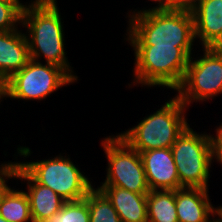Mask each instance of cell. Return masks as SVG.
Masks as SVG:
<instances>
[{
    "instance_id": "6da1fadb",
    "label": "cell",
    "mask_w": 222,
    "mask_h": 222,
    "mask_svg": "<svg viewBox=\"0 0 222 222\" xmlns=\"http://www.w3.org/2000/svg\"><path fill=\"white\" fill-rule=\"evenodd\" d=\"M126 14L128 23L124 41H128V46L194 48L192 12L150 6L142 9L132 8Z\"/></svg>"
},
{
    "instance_id": "7a4b0ae2",
    "label": "cell",
    "mask_w": 222,
    "mask_h": 222,
    "mask_svg": "<svg viewBox=\"0 0 222 222\" xmlns=\"http://www.w3.org/2000/svg\"><path fill=\"white\" fill-rule=\"evenodd\" d=\"M57 3V0H32L22 12L21 26L26 30L31 60L57 65L78 82L80 79L66 56L65 24Z\"/></svg>"
},
{
    "instance_id": "3957f363",
    "label": "cell",
    "mask_w": 222,
    "mask_h": 222,
    "mask_svg": "<svg viewBox=\"0 0 222 222\" xmlns=\"http://www.w3.org/2000/svg\"><path fill=\"white\" fill-rule=\"evenodd\" d=\"M134 51L132 82L128 88L163 87L175 91L184 78L195 48L176 46H131Z\"/></svg>"
},
{
    "instance_id": "277c9868",
    "label": "cell",
    "mask_w": 222,
    "mask_h": 222,
    "mask_svg": "<svg viewBox=\"0 0 222 222\" xmlns=\"http://www.w3.org/2000/svg\"><path fill=\"white\" fill-rule=\"evenodd\" d=\"M15 160L38 184L49 187L65 201H76L86 197L95 186L87 174L81 171L68 155H55L48 159L26 161L32 155L30 147L17 146ZM25 157V158H24ZM51 158V159H50Z\"/></svg>"
},
{
    "instance_id": "5b68a950",
    "label": "cell",
    "mask_w": 222,
    "mask_h": 222,
    "mask_svg": "<svg viewBox=\"0 0 222 222\" xmlns=\"http://www.w3.org/2000/svg\"><path fill=\"white\" fill-rule=\"evenodd\" d=\"M160 106L132 128L116 134L138 152L171 148L189 125L188 108L175 95Z\"/></svg>"
},
{
    "instance_id": "8992f818",
    "label": "cell",
    "mask_w": 222,
    "mask_h": 222,
    "mask_svg": "<svg viewBox=\"0 0 222 222\" xmlns=\"http://www.w3.org/2000/svg\"><path fill=\"white\" fill-rule=\"evenodd\" d=\"M201 50L202 54L190 57L182 83L175 90V96L188 109L194 102L203 104L222 94V47Z\"/></svg>"
},
{
    "instance_id": "52a82bcc",
    "label": "cell",
    "mask_w": 222,
    "mask_h": 222,
    "mask_svg": "<svg viewBox=\"0 0 222 222\" xmlns=\"http://www.w3.org/2000/svg\"><path fill=\"white\" fill-rule=\"evenodd\" d=\"M180 185L209 189L212 169L210 132H196L188 125L171 147Z\"/></svg>"
},
{
    "instance_id": "ba28073f",
    "label": "cell",
    "mask_w": 222,
    "mask_h": 222,
    "mask_svg": "<svg viewBox=\"0 0 222 222\" xmlns=\"http://www.w3.org/2000/svg\"><path fill=\"white\" fill-rule=\"evenodd\" d=\"M76 81L61 67L30 60L20 71L4 82L5 97L40 102L62 87Z\"/></svg>"
},
{
    "instance_id": "9c48e42d",
    "label": "cell",
    "mask_w": 222,
    "mask_h": 222,
    "mask_svg": "<svg viewBox=\"0 0 222 222\" xmlns=\"http://www.w3.org/2000/svg\"><path fill=\"white\" fill-rule=\"evenodd\" d=\"M100 144L108 166L106 179L99 186H117L131 192L148 194L150 189L140 153L117 134L106 136Z\"/></svg>"
},
{
    "instance_id": "30bf717a",
    "label": "cell",
    "mask_w": 222,
    "mask_h": 222,
    "mask_svg": "<svg viewBox=\"0 0 222 222\" xmlns=\"http://www.w3.org/2000/svg\"><path fill=\"white\" fill-rule=\"evenodd\" d=\"M10 168L14 180H20L22 184H27L25 192L29 198L33 222L48 219L63 207L66 201L49 187L38 184L16 160L10 161Z\"/></svg>"
},
{
    "instance_id": "8fae6325",
    "label": "cell",
    "mask_w": 222,
    "mask_h": 222,
    "mask_svg": "<svg viewBox=\"0 0 222 222\" xmlns=\"http://www.w3.org/2000/svg\"><path fill=\"white\" fill-rule=\"evenodd\" d=\"M150 190H177L180 185L171 148L139 152Z\"/></svg>"
},
{
    "instance_id": "7c38bea8",
    "label": "cell",
    "mask_w": 222,
    "mask_h": 222,
    "mask_svg": "<svg viewBox=\"0 0 222 222\" xmlns=\"http://www.w3.org/2000/svg\"><path fill=\"white\" fill-rule=\"evenodd\" d=\"M192 15L196 44L222 47V0H202Z\"/></svg>"
},
{
    "instance_id": "4fadbf2b",
    "label": "cell",
    "mask_w": 222,
    "mask_h": 222,
    "mask_svg": "<svg viewBox=\"0 0 222 222\" xmlns=\"http://www.w3.org/2000/svg\"><path fill=\"white\" fill-rule=\"evenodd\" d=\"M209 189L183 187L175 190L178 222H211L216 215Z\"/></svg>"
},
{
    "instance_id": "5bb4252c",
    "label": "cell",
    "mask_w": 222,
    "mask_h": 222,
    "mask_svg": "<svg viewBox=\"0 0 222 222\" xmlns=\"http://www.w3.org/2000/svg\"><path fill=\"white\" fill-rule=\"evenodd\" d=\"M23 31L21 28L0 32V80L3 83L31 60Z\"/></svg>"
},
{
    "instance_id": "9a60e30c",
    "label": "cell",
    "mask_w": 222,
    "mask_h": 222,
    "mask_svg": "<svg viewBox=\"0 0 222 222\" xmlns=\"http://www.w3.org/2000/svg\"><path fill=\"white\" fill-rule=\"evenodd\" d=\"M111 201L121 222H148L147 194L117 186H97Z\"/></svg>"
},
{
    "instance_id": "2e32d148",
    "label": "cell",
    "mask_w": 222,
    "mask_h": 222,
    "mask_svg": "<svg viewBox=\"0 0 222 222\" xmlns=\"http://www.w3.org/2000/svg\"><path fill=\"white\" fill-rule=\"evenodd\" d=\"M0 216L8 222H33L26 192L7 183L0 190Z\"/></svg>"
},
{
    "instance_id": "e0dca14e",
    "label": "cell",
    "mask_w": 222,
    "mask_h": 222,
    "mask_svg": "<svg viewBox=\"0 0 222 222\" xmlns=\"http://www.w3.org/2000/svg\"><path fill=\"white\" fill-rule=\"evenodd\" d=\"M147 212L148 222H178L175 190H150Z\"/></svg>"
},
{
    "instance_id": "ac0fdd59",
    "label": "cell",
    "mask_w": 222,
    "mask_h": 222,
    "mask_svg": "<svg viewBox=\"0 0 222 222\" xmlns=\"http://www.w3.org/2000/svg\"><path fill=\"white\" fill-rule=\"evenodd\" d=\"M90 212V222H121L107 196L95 186L85 197Z\"/></svg>"
},
{
    "instance_id": "d6986e66",
    "label": "cell",
    "mask_w": 222,
    "mask_h": 222,
    "mask_svg": "<svg viewBox=\"0 0 222 222\" xmlns=\"http://www.w3.org/2000/svg\"><path fill=\"white\" fill-rule=\"evenodd\" d=\"M40 222H90L88 202L85 198L76 201H66L59 211Z\"/></svg>"
},
{
    "instance_id": "ffe728a7",
    "label": "cell",
    "mask_w": 222,
    "mask_h": 222,
    "mask_svg": "<svg viewBox=\"0 0 222 222\" xmlns=\"http://www.w3.org/2000/svg\"><path fill=\"white\" fill-rule=\"evenodd\" d=\"M22 12L16 4L0 0V32L20 29Z\"/></svg>"
},
{
    "instance_id": "44dd1931",
    "label": "cell",
    "mask_w": 222,
    "mask_h": 222,
    "mask_svg": "<svg viewBox=\"0 0 222 222\" xmlns=\"http://www.w3.org/2000/svg\"><path fill=\"white\" fill-rule=\"evenodd\" d=\"M215 135L210 133L213 162L222 166V122L216 126Z\"/></svg>"
},
{
    "instance_id": "7402d4cb",
    "label": "cell",
    "mask_w": 222,
    "mask_h": 222,
    "mask_svg": "<svg viewBox=\"0 0 222 222\" xmlns=\"http://www.w3.org/2000/svg\"><path fill=\"white\" fill-rule=\"evenodd\" d=\"M202 0H171L165 7L172 10L192 12Z\"/></svg>"
},
{
    "instance_id": "603a6c76",
    "label": "cell",
    "mask_w": 222,
    "mask_h": 222,
    "mask_svg": "<svg viewBox=\"0 0 222 222\" xmlns=\"http://www.w3.org/2000/svg\"><path fill=\"white\" fill-rule=\"evenodd\" d=\"M0 190L12 179L10 161L0 163Z\"/></svg>"
},
{
    "instance_id": "cb8c5ba5",
    "label": "cell",
    "mask_w": 222,
    "mask_h": 222,
    "mask_svg": "<svg viewBox=\"0 0 222 222\" xmlns=\"http://www.w3.org/2000/svg\"><path fill=\"white\" fill-rule=\"evenodd\" d=\"M4 1L16 4L23 11L32 0L26 3L25 2L23 3L22 0H4Z\"/></svg>"
},
{
    "instance_id": "d4e9b609",
    "label": "cell",
    "mask_w": 222,
    "mask_h": 222,
    "mask_svg": "<svg viewBox=\"0 0 222 222\" xmlns=\"http://www.w3.org/2000/svg\"><path fill=\"white\" fill-rule=\"evenodd\" d=\"M216 215L215 217L218 218L222 222V205L216 206Z\"/></svg>"
},
{
    "instance_id": "484cf974",
    "label": "cell",
    "mask_w": 222,
    "mask_h": 222,
    "mask_svg": "<svg viewBox=\"0 0 222 222\" xmlns=\"http://www.w3.org/2000/svg\"><path fill=\"white\" fill-rule=\"evenodd\" d=\"M171 0H159V7H165Z\"/></svg>"
},
{
    "instance_id": "4316f807",
    "label": "cell",
    "mask_w": 222,
    "mask_h": 222,
    "mask_svg": "<svg viewBox=\"0 0 222 222\" xmlns=\"http://www.w3.org/2000/svg\"><path fill=\"white\" fill-rule=\"evenodd\" d=\"M0 93H5V86L1 80H0Z\"/></svg>"
},
{
    "instance_id": "83f0119b",
    "label": "cell",
    "mask_w": 222,
    "mask_h": 222,
    "mask_svg": "<svg viewBox=\"0 0 222 222\" xmlns=\"http://www.w3.org/2000/svg\"><path fill=\"white\" fill-rule=\"evenodd\" d=\"M2 99L6 100L5 93H0V104H1L2 101H4Z\"/></svg>"
},
{
    "instance_id": "f1b7e54d",
    "label": "cell",
    "mask_w": 222,
    "mask_h": 222,
    "mask_svg": "<svg viewBox=\"0 0 222 222\" xmlns=\"http://www.w3.org/2000/svg\"><path fill=\"white\" fill-rule=\"evenodd\" d=\"M148 1L154 2L156 4L155 7H159V0H148Z\"/></svg>"
},
{
    "instance_id": "f546056e",
    "label": "cell",
    "mask_w": 222,
    "mask_h": 222,
    "mask_svg": "<svg viewBox=\"0 0 222 222\" xmlns=\"http://www.w3.org/2000/svg\"><path fill=\"white\" fill-rule=\"evenodd\" d=\"M0 222H8V221L0 216Z\"/></svg>"
},
{
    "instance_id": "4dcf8cb0",
    "label": "cell",
    "mask_w": 222,
    "mask_h": 222,
    "mask_svg": "<svg viewBox=\"0 0 222 222\" xmlns=\"http://www.w3.org/2000/svg\"><path fill=\"white\" fill-rule=\"evenodd\" d=\"M211 222H221V221L215 217Z\"/></svg>"
}]
</instances>
